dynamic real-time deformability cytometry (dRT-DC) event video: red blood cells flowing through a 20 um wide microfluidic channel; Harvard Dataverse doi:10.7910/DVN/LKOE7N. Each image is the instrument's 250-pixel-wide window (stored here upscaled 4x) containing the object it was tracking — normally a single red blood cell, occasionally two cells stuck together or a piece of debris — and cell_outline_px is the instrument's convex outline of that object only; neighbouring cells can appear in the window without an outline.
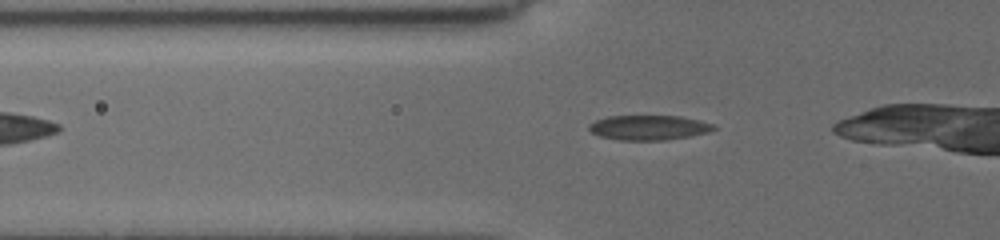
{"species": "common noctule bat (a hibernating species)", "species_latin": "Nyctalus noctula", "temperature_condition": "cold", "stored_images_in_passage": 18, "camera_frame_rate_fps": 3000, "um_per_image_px": 0.085, "animal": {"sex": "female", "body_mass_g": 19.5, "forearm_length_mm": 54.1}, "frame": {"image": 1, "passage_image": 5, "time_ms": 1.0, "image_size_px": [1000, 240], "cell_outline_px": [[716, 128], [708, 132], [688, 136], [664, 140], [620, 140], [600, 136], [592, 132], [588, 128], [588, 124], [596, 120], [608, 116], [680, 116], [700, 120], [716, 124]], "centroid_in_image_um": [55.15, 10.84], "position_along_channel_um": 70.6, "area_um2": 17.98}}
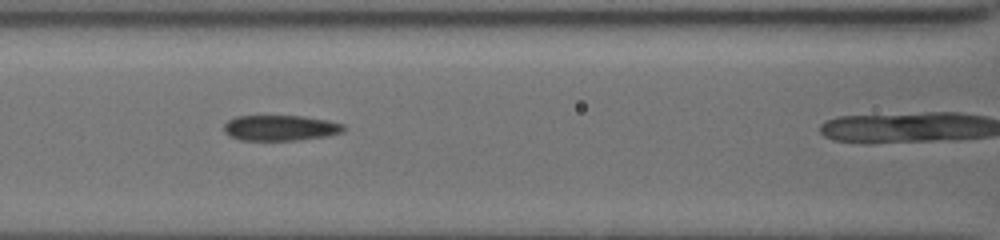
{"frame": {"image": 2, "passage_image": 13, "time_ms": 3.0, "image_size_px": [1000, 240], "cell_outline_px": [[344, 132], [328, 136], [296, 140], [240, 140], [228, 136], [224, 132], [224, 124], [228, 120], [236, 116], [304, 116], [328, 120], [344, 124]], "centroid_in_image_um": [23.83, 10.87], "position_along_channel_um": 142.8, "area_um2": 17.98}}
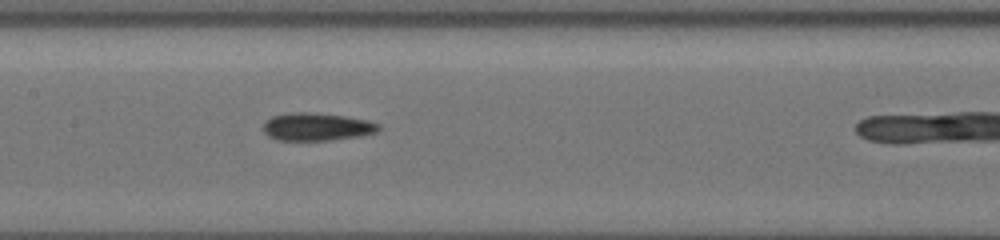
{"frame": {"image": 3, "passage_image": 17, "time_ms": 4.0, "image_size_px": [1000, 240], "cell_outline_px": [[380, 128], [376, 132], [360, 136], [332, 140], [276, 140], [268, 136], [264, 132], [264, 120], [272, 116], [292, 112], [308, 112], [344, 116], [364, 120], [380, 124]], "centroid_in_image_um": [26.89, 10.78], "position_along_channel_um": 180.5, "area_um2": 18.61}}